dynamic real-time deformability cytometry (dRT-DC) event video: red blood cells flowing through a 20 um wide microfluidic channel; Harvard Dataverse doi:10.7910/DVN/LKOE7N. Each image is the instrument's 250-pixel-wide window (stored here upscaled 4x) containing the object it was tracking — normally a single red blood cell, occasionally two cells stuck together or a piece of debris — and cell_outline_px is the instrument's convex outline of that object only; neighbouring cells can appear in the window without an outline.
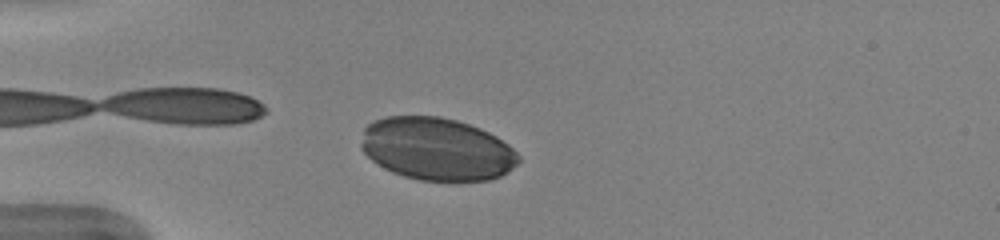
{"species": "human", "species_latin": "Homo sapiens", "temperature_condition": "warm", "stored_images_in_passage": 40, "camera_frame_rate_fps": 3000, "um_per_image_px": 0.085, "donor": {"sex": "female"}, "frame": {"image": 1, "passage_image": 8, "time_ms": 2.333, "image_size_px": [1000, 240], "cell_outline_px": [[520, 160], [512, 168], [500, 176], [488, 180], [420, 180], [404, 176], [392, 172], [384, 168], [372, 160], [360, 148], [360, 144], [364, 128], [372, 120], [388, 116], [440, 116], [456, 120], [480, 128], [496, 136], [508, 144], [520, 156]], "centroid_in_image_um": [37.1, 12.65], "position_along_channel_um": 47.9, "area_um2": 57.45}}